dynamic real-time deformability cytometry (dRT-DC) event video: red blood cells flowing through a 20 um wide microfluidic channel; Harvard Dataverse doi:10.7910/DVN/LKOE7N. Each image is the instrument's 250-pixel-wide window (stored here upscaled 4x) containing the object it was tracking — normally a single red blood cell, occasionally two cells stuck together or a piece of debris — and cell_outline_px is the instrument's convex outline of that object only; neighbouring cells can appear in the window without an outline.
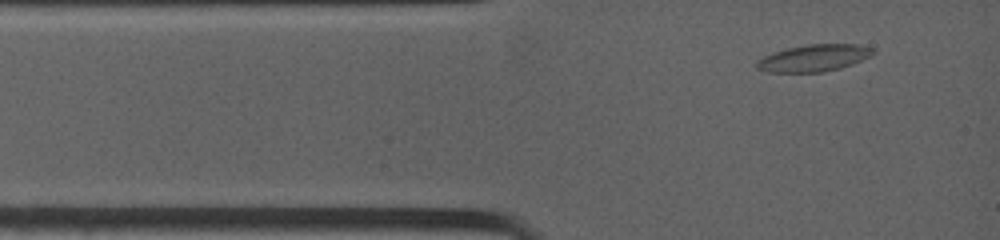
{"species": "common noctule bat (a hibernating species)", "species_latin": "Nyctalus noctula", "temperature_condition": "warm", "stored_images_in_passage": 4, "camera_frame_rate_fps": 4500, "um_per_image_px": 0.085, "animal": {"sex": "female", "body_mass_g": 19.0, "forearm_length_mm": 53.3}, "frame": {"image": 1, "passage_image": 1, "time_ms": 0.0, "image_size_px": [1000, 240], "cell_outline_px": [[876, 52], [852, 64], [840, 68], [824, 72], [768, 72], [756, 68], [756, 60], [772, 52], [788, 48], [808, 44], [856, 44], [872, 48]], "centroid_in_image_um": [69.14, 4.93], "position_along_channel_um": 15.9, "area_um2": 18.15}}
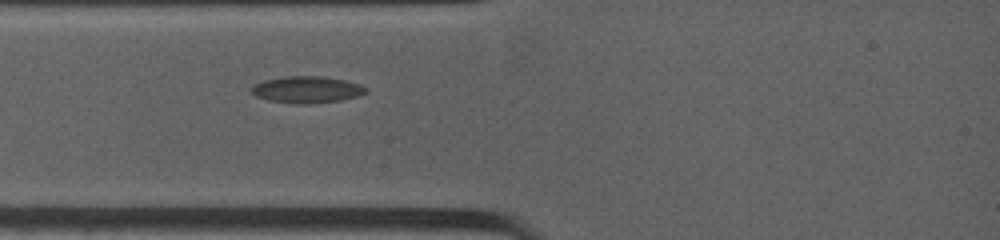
{"frame": {"image": 2, "passage_image": 4, "time_ms": 1.778, "image_size_px": [1000, 240], "cell_outline_px": [[368, 92], [360, 96], [340, 100], [304, 104], [292, 104], [268, 100], [256, 96], [252, 92], [252, 88], [256, 84], [264, 80], [284, 76], [324, 76], [344, 80], [360, 84], [368, 88]], "centroid_in_image_um": [26.13, 7.61], "position_along_channel_um": 58.9, "area_um2": 17.86}}